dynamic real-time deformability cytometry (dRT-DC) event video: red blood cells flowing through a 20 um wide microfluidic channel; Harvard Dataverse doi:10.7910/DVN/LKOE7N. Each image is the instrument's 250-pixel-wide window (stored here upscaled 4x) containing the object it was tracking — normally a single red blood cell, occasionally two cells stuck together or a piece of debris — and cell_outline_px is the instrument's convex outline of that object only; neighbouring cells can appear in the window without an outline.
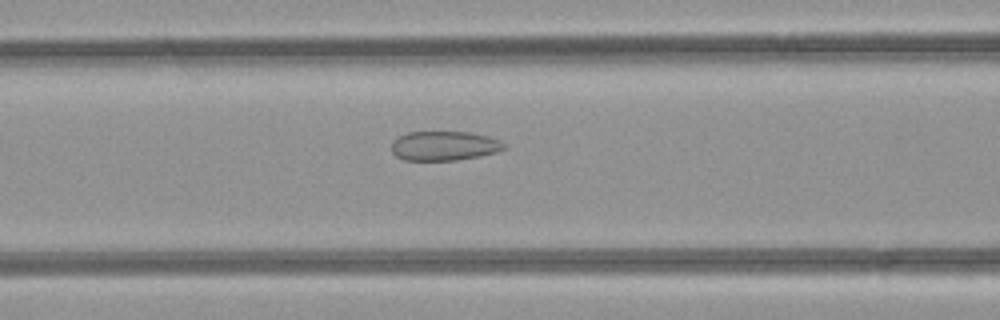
{"species": "common noctule bat (a hibernating species)", "species_latin": "Nyctalus noctula", "temperature_condition": "room temperature", "stored_images_in_passage": 28, "camera_frame_rate_fps": 3000, "um_per_image_px": 0.085, "animal": {"sex": "female", "body_mass_g": 21.9}, "frame": {"image": 1, "passage_image": 8, "time_ms": 2.333, "image_size_px": [1000, 320], "cell_outline_px": [[508, 148], [496, 152], [480, 156], [456, 160], [404, 160], [396, 156], [392, 152], [392, 140], [408, 132], [468, 132], [488, 136], [500, 140], [508, 144]], "centroid_in_image_um": [37.8, 12.4], "position_along_channel_um": 128.8, "area_um2": 19.42}}
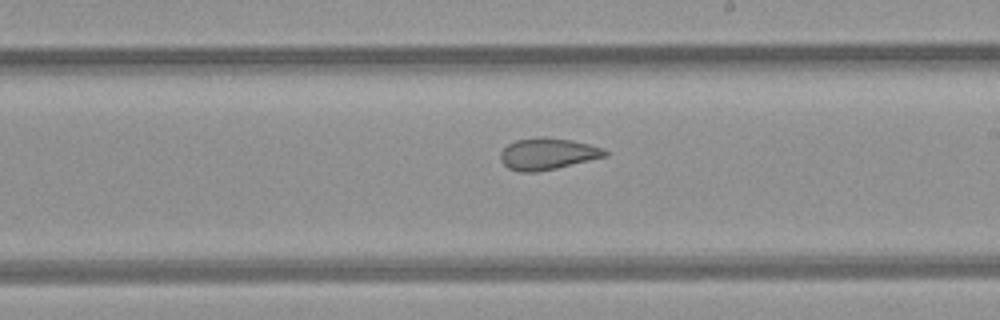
{"frame": {"image": 2, "passage_image": 16, "time_ms": 5.0, "image_size_px": [1000, 320], "cell_outline_px": [[608, 156], [556, 168], [536, 172], [520, 172], [508, 168], [500, 160], [500, 152], [508, 144], [516, 140], [540, 136], [544, 136], [572, 140], [604, 148], [608, 152]], "centroid_in_image_um": [46.54, 13.07], "position_along_channel_um": 242.5, "area_um2": 19.36}}
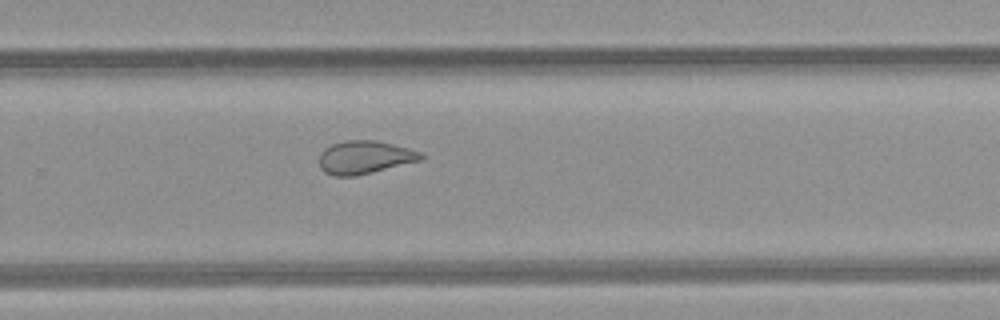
{"frame": {"image": 3, "passage_image": 20, "time_ms": 6.333, "image_size_px": [1000, 320], "cell_outline_px": [[424, 160], [356, 176], [332, 176], [324, 172], [320, 168], [320, 152], [324, 148], [332, 144], [344, 140], [376, 140], [408, 148], [420, 152], [424, 156]], "centroid_in_image_um": [31.0, 13.38], "position_along_channel_um": 298.8, "area_um2": 19.83}, "authors_computed_cell_mechanics": {"area_um2": 19.4497, "velocity_mm_per_s": 4.2524, "shape_relaxation_time_tau1_ms": null, "shape_relaxation_time_tau2_ms": 1.753, "deformation_change_tau1": null, "deformation_change_tau2": 0.0902}}